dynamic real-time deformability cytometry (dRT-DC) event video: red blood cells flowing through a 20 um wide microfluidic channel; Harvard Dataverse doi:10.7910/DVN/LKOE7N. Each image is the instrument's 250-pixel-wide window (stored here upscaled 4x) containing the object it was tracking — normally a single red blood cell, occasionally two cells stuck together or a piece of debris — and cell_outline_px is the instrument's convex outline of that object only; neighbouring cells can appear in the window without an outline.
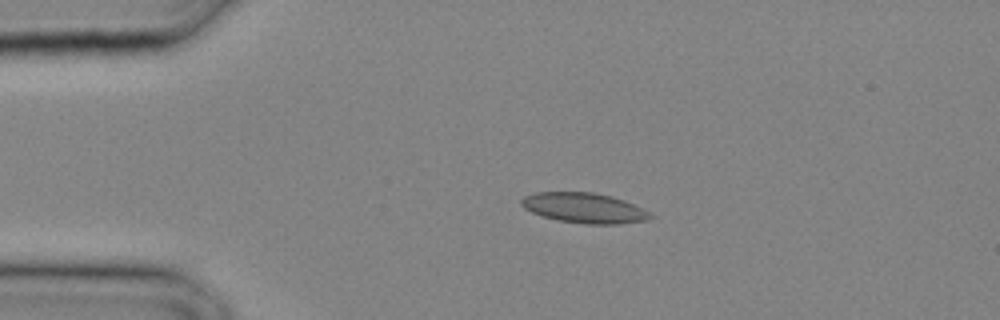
{"species": "common noctule bat (a hibernating species)", "species_latin": "Nyctalus noctula", "temperature_condition": "cold", "stored_images_in_passage": 29, "camera_frame_rate_fps": 3000, "um_per_image_px": 0.085, "animal": {"sex": "male", "body_mass_g": 20.4}, "frame": {"image": 1, "passage_image": 6, "time_ms": 1.667, "image_size_px": [1000, 320], "cell_outline_px": [[656, 216], [644, 220], [616, 224], [584, 224], [560, 220], [540, 216], [524, 208], [520, 204], [520, 200], [524, 196], [536, 192], [592, 192], [612, 196], [624, 200], [644, 208]], "centroid_in_image_um": [49.66, 17.67], "position_along_channel_um": 35.3, "area_um2": 22.77}}
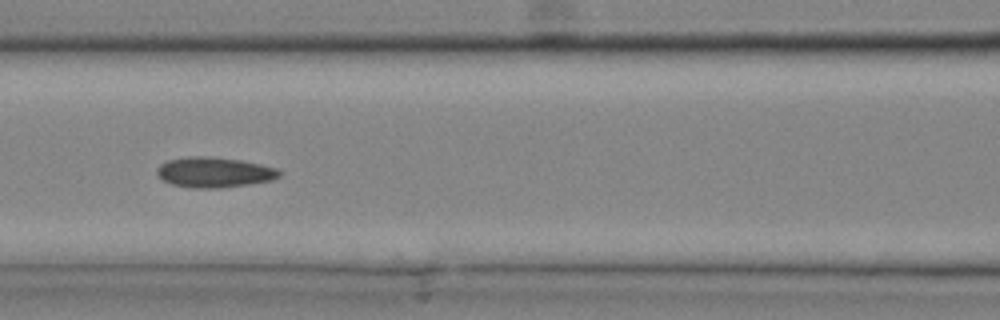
{"frame": {"image": 2, "passage_image": 13, "time_ms": 4.0, "image_size_px": [1000, 320], "cell_outline_px": [[284, 172], [280, 176], [272, 180], [248, 184], [220, 188], [192, 188], [172, 184], [156, 176], [156, 168], [160, 164], [168, 160], [188, 156], [212, 156], [240, 160], [260, 164], [276, 168]], "centroid_in_image_um": [18.2, 14.64], "position_along_channel_um": 148.4, "area_um2": 21.79}}
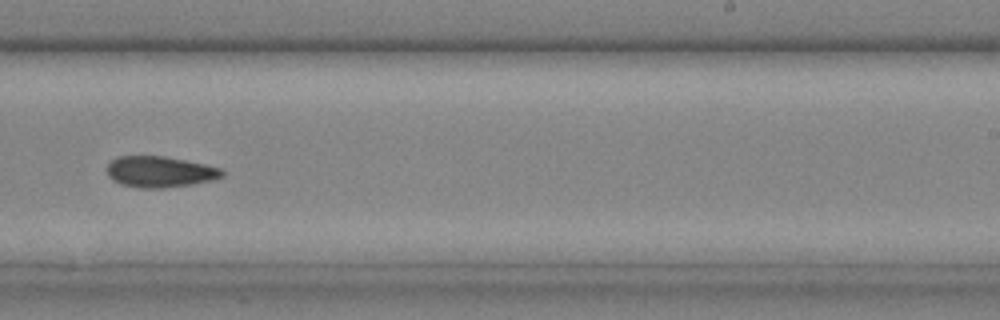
{"frame": {"image": 3, "passage_image": 19, "time_ms": 6.0, "image_size_px": [1000, 320], "cell_outline_px": [[224, 176], [212, 180], [192, 184], [164, 188], [140, 188], [120, 184], [112, 180], [108, 176], [108, 164], [116, 156], [164, 156], [204, 164], [220, 168], [224, 172]], "centroid_in_image_um": [13.57, 14.6], "position_along_channel_um": 275.4, "area_um2": 20.81}}